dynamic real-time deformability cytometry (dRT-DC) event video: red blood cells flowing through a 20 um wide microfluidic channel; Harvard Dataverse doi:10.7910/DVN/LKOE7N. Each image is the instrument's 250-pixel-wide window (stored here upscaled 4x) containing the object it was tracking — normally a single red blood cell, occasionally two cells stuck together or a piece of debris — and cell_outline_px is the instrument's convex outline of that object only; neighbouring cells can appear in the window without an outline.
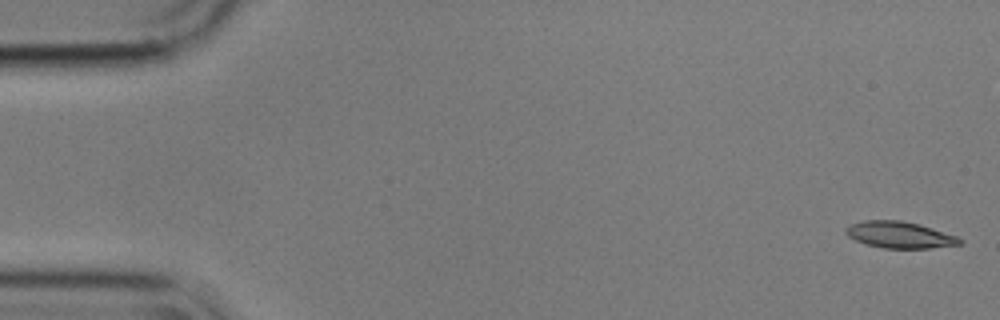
{"species": "common noctule bat (a hibernating species)", "species_latin": "Nyctalus noctula", "temperature_condition": "cold", "stored_images_in_passage": 56, "segment_of_instrument_passage": [1, 2], "camera_frame_rate_fps": 3000, "um_per_image_px": 0.085, "animal": {"sex": "male", "body_mass_g": 17.9}, "frame": {"image": 1, "passage_image": 1, "time_ms": 0.0, "image_size_px": [1000, 320], "cell_outline_px": [[964, 240], [960, 244], [928, 248], [884, 248], [868, 244], [856, 240], [848, 236], [844, 232], [844, 228], [848, 224], [864, 220], [900, 220], [920, 224], [956, 236]], "centroid_in_image_um": [76.43, 19.94], "position_along_channel_um": 8.6, "area_um2": 17.57}}
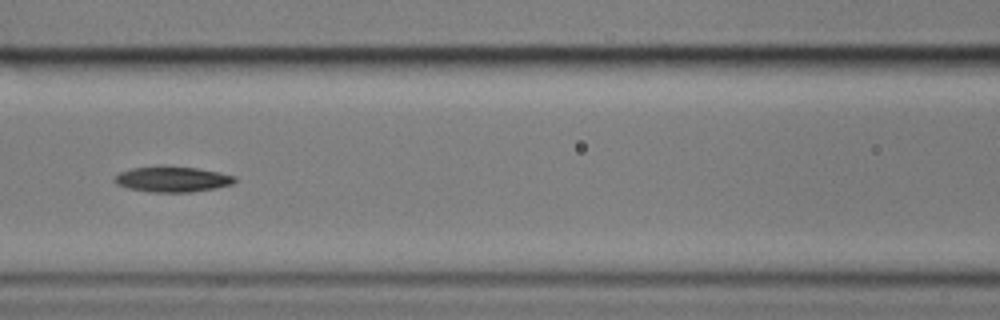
{"frame": {"image": 2, "passage_image": 24, "time_ms": 7.667, "image_size_px": [1000, 320], "cell_outline_px": [[236, 180], [232, 184], [216, 188], [192, 192], [148, 192], [128, 188], [116, 184], [112, 180], [120, 172], [132, 168], [164, 164], [196, 168], [220, 172], [236, 176]], "centroid_in_image_um": [14.64, 15.21], "position_along_channel_um": 152.0, "area_um2": 18.32}}
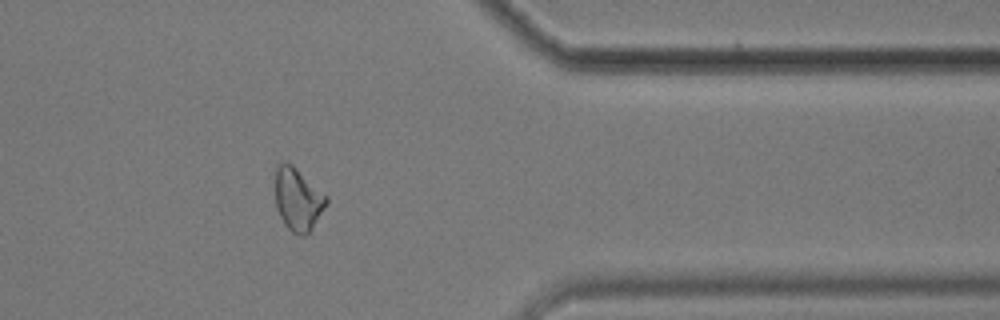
{"frame": {"image": 3, "passage_image": 45, "time_ms": 14.667, "image_size_px": [1000, 320], "cell_outline_px": [[328, 204], [312, 228], [304, 236], [300, 236], [292, 232], [284, 224], [276, 208], [276, 168], [284, 160], [292, 164], [328, 196]], "centroid_in_image_um": [25.34, 16.94], "position_along_channel_um": 386.1, "area_um2": 18.73}}